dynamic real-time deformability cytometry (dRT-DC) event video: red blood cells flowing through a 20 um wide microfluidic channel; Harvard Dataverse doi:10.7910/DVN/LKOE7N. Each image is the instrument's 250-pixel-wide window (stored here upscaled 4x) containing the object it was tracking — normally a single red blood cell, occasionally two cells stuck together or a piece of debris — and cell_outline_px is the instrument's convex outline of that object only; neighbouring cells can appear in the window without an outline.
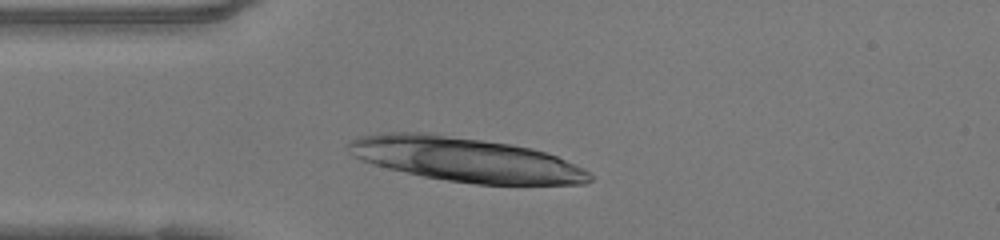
{"species": "human", "species_latin": "Homo sapiens", "temperature_condition": "warm", "stored_images_in_passage": 29, "camera_frame_rate_fps": 3000, "um_per_image_px": 0.085, "donor": {"sex": "female"}, "frame": {"image": 1, "passage_image": 1, "time_ms": 0.0, "image_size_px": [1000, 240], "cell_outline_px": [[592, 180], [584, 184], [476, 184], [448, 180], [424, 176], [388, 168], [360, 160], [348, 152], [348, 140], [360, 136], [392, 132], [420, 132], [512, 144], [532, 148], [556, 156], [584, 168], [592, 176]], "centroid_in_image_um": [39.56, 13.56], "position_along_channel_um": 45.4, "area_um2": 61.67}}
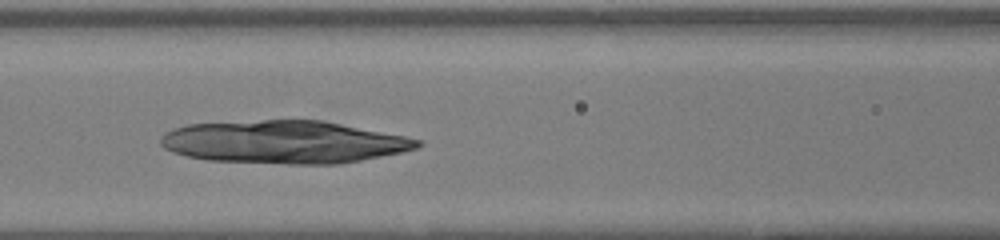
{"frame": {"image": 2, "passage_image": 9, "time_ms": 2.667, "image_size_px": [1000, 240], "cell_outline_px": [[424, 144], [416, 148], [400, 152], [340, 164], [288, 164], [208, 160], [188, 156], [172, 152], [164, 148], [160, 144], [160, 140], [172, 128], [188, 124], [264, 120], [320, 120], [404, 136], [420, 140]], "centroid_in_image_um": [24.12, 12.08], "position_along_channel_um": 142.5, "area_um2": 63.58}}
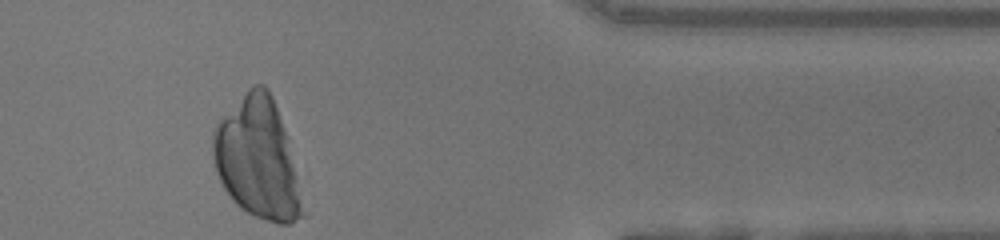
{"frame": {"image": 3, "passage_image": 29, "time_ms": 9.333, "image_size_px": [1000, 240], "cell_outline_px": [[308, 216], [288, 224], [276, 224], [256, 216], [240, 208], [232, 200], [224, 188], [216, 172], [212, 160], [212, 132], [220, 116], [252, 84], [264, 84], [268, 88], [272, 96], [284, 132]], "centroid_in_image_um": [21.86, 13.51], "position_along_channel_um": 389.5, "area_um2": 62.94}}